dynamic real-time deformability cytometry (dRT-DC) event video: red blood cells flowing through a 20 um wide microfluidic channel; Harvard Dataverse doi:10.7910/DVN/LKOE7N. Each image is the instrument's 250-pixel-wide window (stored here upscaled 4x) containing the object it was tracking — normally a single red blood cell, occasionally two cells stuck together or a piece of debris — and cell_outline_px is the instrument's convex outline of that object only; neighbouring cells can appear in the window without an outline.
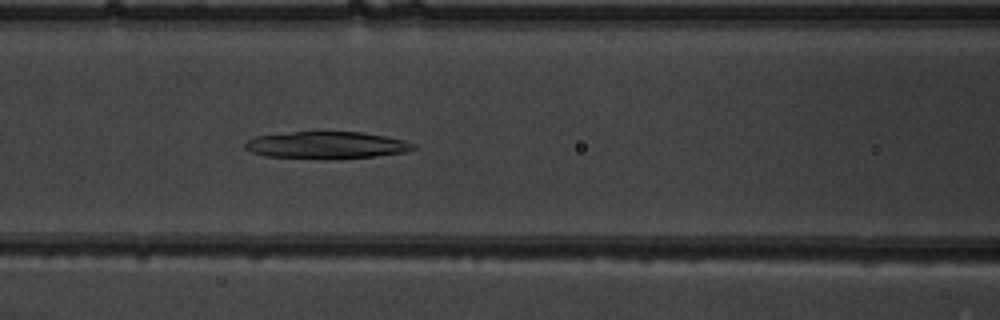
{"species": "common noctule bat (a hibernating species)", "species_latin": "Nyctalus noctula", "temperature_condition": "warm", "stored_images_in_passage": 52, "camera_frame_rate_fps": 3000, "um_per_image_px": 0.085, "animal": {"sex": "male", "body_mass_g": 19.5, "forearm_length_mm": 54.6}, "frame": {"image": 1, "passage_image": 23, "time_ms": 7.333, "image_size_px": [1000, 320], "cell_outline_px": [[416, 148], [408, 152], [376, 156], [340, 160], [324, 160], [264, 156], [252, 152], [244, 148], [244, 144], [248, 140], [256, 136], [292, 132], [360, 132], [384, 136], [404, 140], [416, 144]], "centroid_in_image_um": [27.78, 12.37], "position_along_channel_um": 138.8, "area_um2": 27.11}}
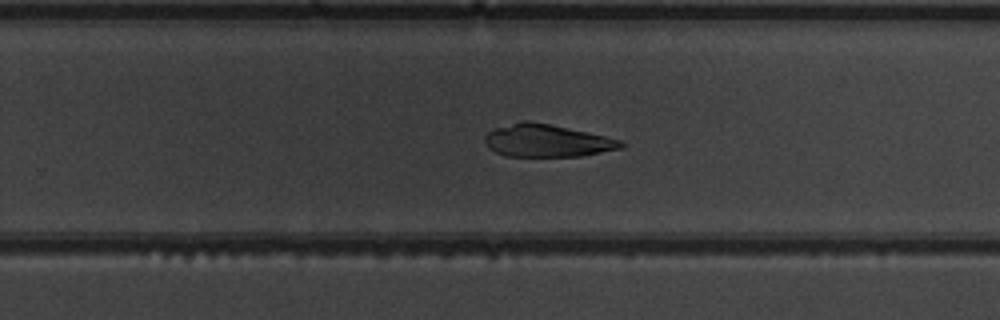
{"frame": {"image": 2, "passage_image": 34, "time_ms": 11.0, "image_size_px": [1000, 320], "cell_outline_px": [[628, 144], [624, 148], [580, 156], [504, 156], [488, 148], [484, 144], [484, 136], [488, 132], [496, 128], [520, 120], [532, 120], [624, 140]], "centroid_in_image_um": [46.51, 11.95], "position_along_channel_um": 283.3, "area_um2": 26.18}}
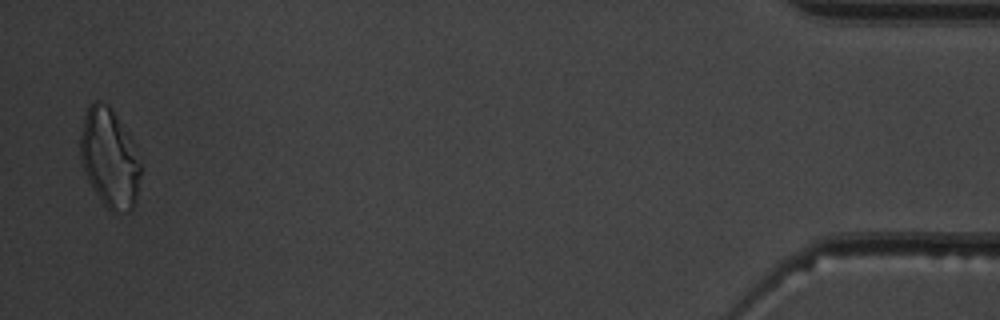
{"frame": {"image": 3, "passage_image": 51, "time_ms": 16.667, "image_size_px": [1000, 320], "cell_outline_px": [[140, 176], [136, 200], [132, 208], [128, 212], [112, 212], [104, 204], [92, 188], [84, 172], [80, 160], [80, 136], [84, 116], [88, 104], [96, 100], [108, 104], [128, 132], [132, 140], [140, 164]], "centroid_in_image_um": [9.29, 13.43], "position_along_channel_um": 425.9, "area_um2": 34.8}, "authors_computed_cell_mechanics": {"area_um2": 29.2179, "velocity_mm_per_s": 3.9575, "shape_relaxation_time_tau1_ms": null, "shape_relaxation_time_tau2_ms": 4.5586, "deformation_change_tau1": null, "deformation_change_tau2": 0.1297}}